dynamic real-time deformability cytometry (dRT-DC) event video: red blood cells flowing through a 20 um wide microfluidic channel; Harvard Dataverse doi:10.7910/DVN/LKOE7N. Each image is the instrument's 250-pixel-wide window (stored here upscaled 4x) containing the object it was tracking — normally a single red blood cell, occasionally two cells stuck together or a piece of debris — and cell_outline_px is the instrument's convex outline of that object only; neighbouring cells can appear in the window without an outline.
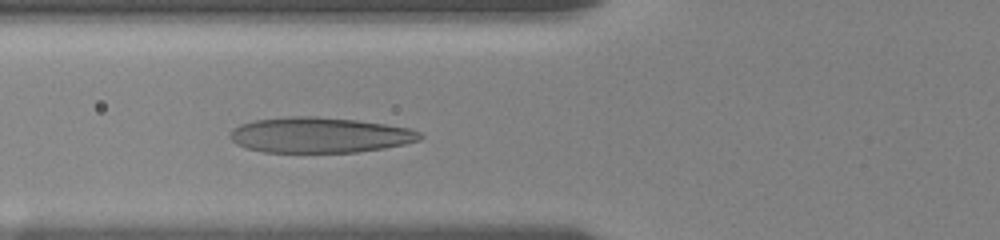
{"species": "human", "species_latin": "Homo sapiens", "temperature_condition": "room temperature", "stored_images_in_passage": 37, "camera_frame_rate_fps": 3000, "um_per_image_px": 0.085, "donor": {"sex": "female"}, "frame": {"image": 1, "passage_image": 10, "time_ms": 3.0, "image_size_px": [1000, 240], "cell_outline_px": [[424, 136], [420, 140], [404, 144], [384, 148], [356, 152], [264, 152], [248, 148], [236, 144], [228, 136], [232, 128], [240, 124], [252, 120], [288, 116], [316, 116], [356, 120], [384, 124], [408, 128], [420, 132]], "centroid_in_image_um": [27.14, 11.47], "position_along_channel_um": 98.7, "area_um2": 39.36}}
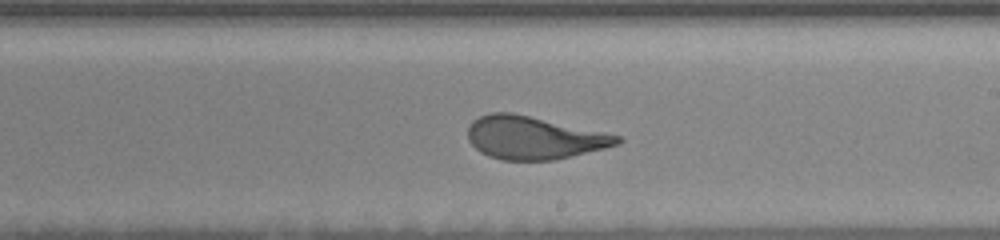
{"frame": {"image": 2, "passage_image": 22, "time_ms": 7.0, "image_size_px": [1000, 240], "cell_outline_px": [[624, 140], [620, 144], [572, 156], [552, 160], [500, 160], [488, 156], [480, 152], [468, 140], [468, 124], [472, 120], [480, 116], [492, 112], [512, 112], [620, 136]], "centroid_in_image_um": [45.33, 11.71], "position_along_channel_um": 243.7, "area_um2": 37.17}}
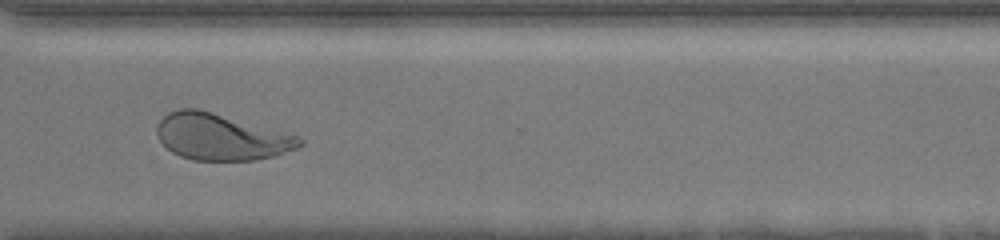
{"frame": {"image": 3, "passage_image": 31, "time_ms": 10.0, "image_size_px": [1000, 240], "cell_outline_px": [[304, 144], [296, 148], [276, 156], [252, 160], [192, 160], [180, 156], [172, 152], [160, 140], [156, 132], [156, 128], [160, 120], [168, 112], [180, 108], [200, 108], [296, 136], [304, 140]], "centroid_in_image_um": [18.75, 11.63], "position_along_channel_um": 351.8, "area_um2": 38.32}, "authors_computed_cell_mechanics": {"area_um2": 38.6104, "velocity_mm_per_s": 3.6097, "shape_relaxation_time_tau1_ms": 4.578, "shape_relaxation_time_tau2_ms": 0.7403, "deformation_change_tau1": 0.1968, "deformation_change_tau2": 0.0771}}